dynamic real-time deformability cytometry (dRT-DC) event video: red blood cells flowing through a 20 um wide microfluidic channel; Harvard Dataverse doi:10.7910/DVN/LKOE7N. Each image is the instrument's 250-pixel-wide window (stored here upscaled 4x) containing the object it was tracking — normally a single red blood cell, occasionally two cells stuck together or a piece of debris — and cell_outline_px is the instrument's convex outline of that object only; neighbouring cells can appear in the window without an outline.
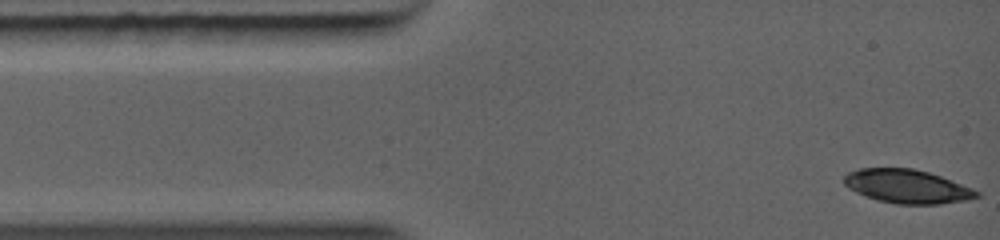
{"species": "common noctule bat (a hibernating species)", "species_latin": "Nyctalus noctula", "temperature_condition": "warm", "stored_images_in_passage": 9, "camera_frame_rate_fps": 5000, "um_per_image_px": 0.085, "animal": {"sex": "female", "body_mass_g": 19.0, "forearm_length_mm": 56.7}, "frame": {"image": 1, "passage_image": 1, "time_ms": 0.0, "image_size_px": [1000, 240], "cell_outline_px": [[980, 196], [964, 200], [940, 204], [896, 204], [880, 200], [856, 192], [848, 188], [844, 184], [844, 176], [848, 172], [860, 168], [912, 168], [928, 172], [940, 176], [972, 188], [980, 192]], "centroid_in_image_um": [77.1, 15.84], "position_along_channel_um": 7.9, "area_um2": 25.78}}
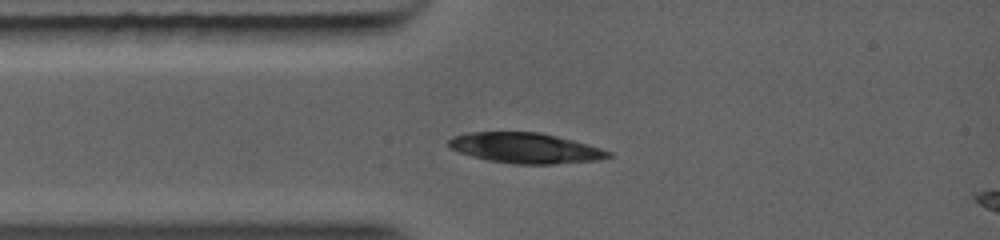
{"frame": {"image": 2, "passage_image": 9, "time_ms": 2.0, "image_size_px": [1000, 240], "cell_outline_px": [[612, 156], [600, 160], [552, 164], [512, 164], [488, 160], [472, 156], [460, 152], [452, 148], [448, 144], [448, 140], [452, 136], [468, 132], [540, 132], [588, 144], [612, 152]], "centroid_in_image_um": [44.67, 12.58], "position_along_channel_um": 40.3, "area_um2": 28.21}}